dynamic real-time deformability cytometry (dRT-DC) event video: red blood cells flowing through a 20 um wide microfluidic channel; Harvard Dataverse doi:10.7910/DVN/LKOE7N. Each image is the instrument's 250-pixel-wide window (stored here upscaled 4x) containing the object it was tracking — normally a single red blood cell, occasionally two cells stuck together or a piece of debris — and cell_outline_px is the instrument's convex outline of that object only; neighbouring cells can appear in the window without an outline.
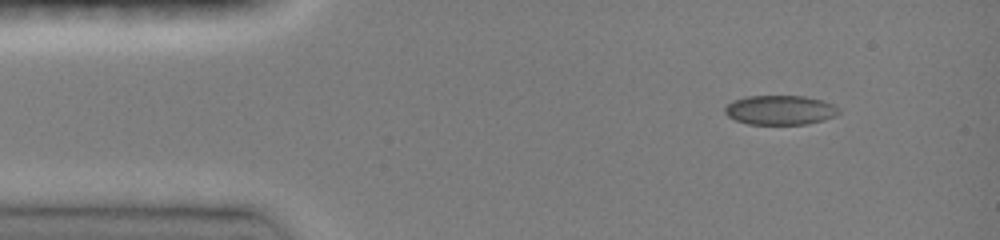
{"species": "common noctule bat (a hibernating species)", "species_latin": "Nyctalus noctula", "temperature_condition": "room temperature", "stored_images_in_passage": 5, "camera_frame_rate_fps": 3000, "um_per_image_px": 0.085, "animal": {"sex": "female", "body_mass_g": 19.0, "forearm_length_mm": 51.5}, "frame": {"image": 1, "passage_image": 1, "time_ms": 0.0, "image_size_px": [1000, 240], "cell_outline_px": [[840, 112], [836, 116], [824, 120], [808, 124], [748, 124], [736, 120], [728, 116], [724, 112], [724, 108], [732, 100], [748, 96], [804, 96], [820, 100], [832, 104], [840, 108]], "centroid_in_image_um": [66.32, 9.36], "position_along_channel_um": 18.7, "area_um2": 19.59}}
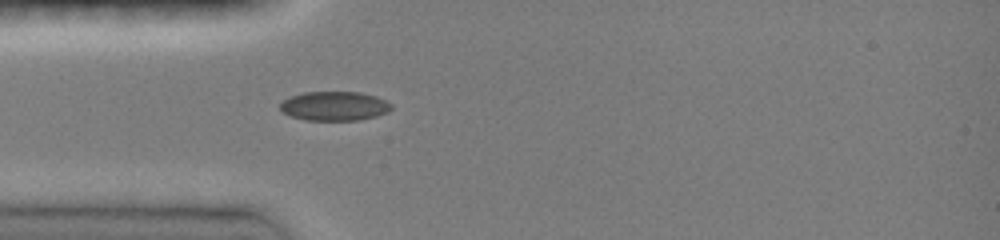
{"frame": {"image": 2, "passage_image": 5, "time_ms": 2.667, "image_size_px": [1000, 240], "cell_outline_px": [[392, 108], [388, 112], [376, 116], [360, 120], [304, 120], [292, 116], [284, 112], [280, 108], [280, 104], [284, 100], [292, 96], [304, 92], [360, 92], [376, 96], [392, 104]], "centroid_in_image_um": [28.46, 9.01], "position_along_channel_um": 56.5, "area_um2": 18.84}}